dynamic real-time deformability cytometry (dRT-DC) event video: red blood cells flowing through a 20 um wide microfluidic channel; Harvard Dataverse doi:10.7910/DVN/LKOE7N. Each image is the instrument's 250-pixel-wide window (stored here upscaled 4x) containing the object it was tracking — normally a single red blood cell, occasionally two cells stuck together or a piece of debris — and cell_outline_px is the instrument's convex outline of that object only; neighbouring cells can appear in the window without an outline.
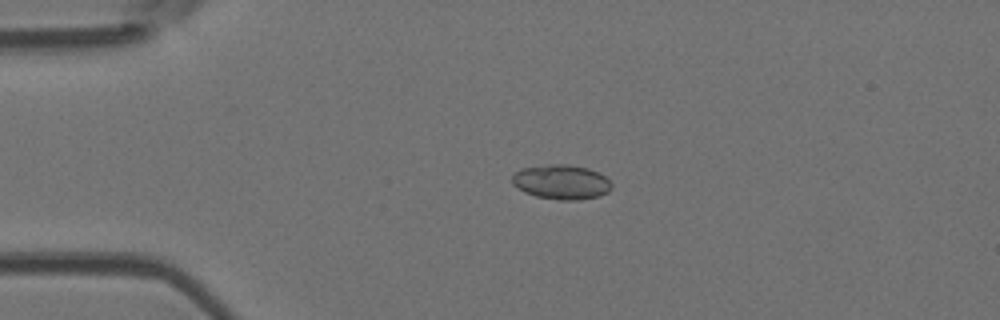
{"species": "Egyptian fruit bat (a non-hibernating species)", "species_latin": "Rousettus aegyptiacus", "temperature_condition": "room temperature", "stored_images_in_passage": 5, "camera_frame_rate_fps": 3000, "um_per_image_px": 0.085, "animal": {"sex": "female"}, "frame": {"image": 1, "passage_image": 4, "time_ms": 3.667, "image_size_px": [1000, 320], "cell_outline_px": [[612, 188], [608, 192], [600, 196], [576, 200], [560, 200], [536, 196], [524, 192], [512, 184], [512, 176], [520, 168], [548, 164], [568, 164], [588, 168], [600, 172], [612, 184]], "centroid_in_image_um": [47.72, 15.46], "position_along_channel_um": 37.3, "area_um2": 20.23}}